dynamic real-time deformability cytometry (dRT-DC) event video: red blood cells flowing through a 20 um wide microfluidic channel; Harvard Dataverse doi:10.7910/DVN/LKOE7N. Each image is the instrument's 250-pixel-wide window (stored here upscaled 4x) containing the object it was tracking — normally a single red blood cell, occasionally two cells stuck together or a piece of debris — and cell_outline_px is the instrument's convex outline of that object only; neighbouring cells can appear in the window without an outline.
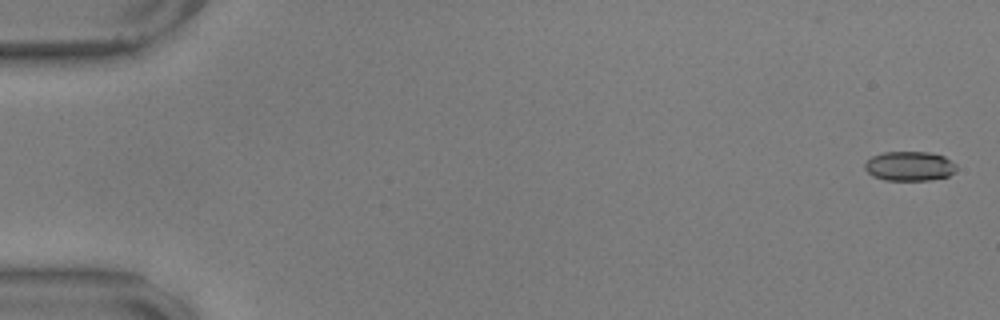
{"species": "common noctule bat (a hibernating species)", "species_latin": "Nyctalus noctula", "temperature_condition": "warm", "stored_images_in_passage": 57, "camera_frame_rate_fps": 3000, "um_per_image_px": 0.085, "animal": {"sex": "male", "body_mass_g": 17.9, "forearm_length_mm": 54.2}, "frame": {"image": 1, "passage_image": 1, "time_ms": 0.0, "image_size_px": [1000, 320], "cell_outline_px": [[956, 172], [948, 176], [928, 180], [884, 180], [872, 176], [864, 168], [864, 164], [872, 156], [884, 152], [928, 152], [944, 156], [956, 164]], "centroid_in_image_um": [77.31, 14.12], "position_along_channel_um": 7.7, "area_um2": 15.78}}
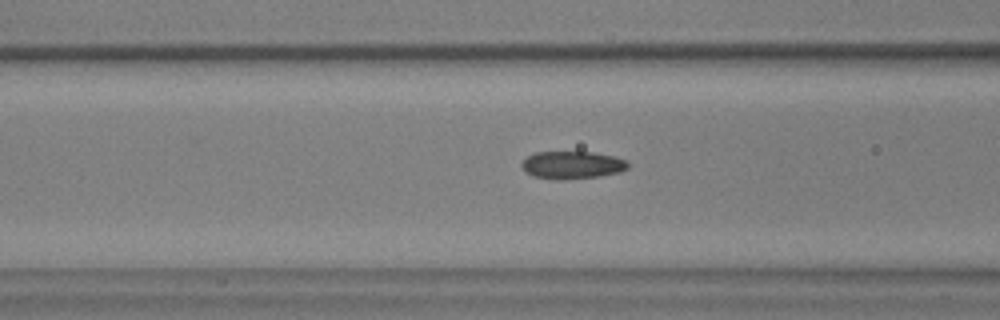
{"frame": {"image": 2, "passage_image": 23, "time_ms": 7.333, "image_size_px": [1000, 320], "cell_outline_px": [[628, 168], [620, 172], [600, 176], [564, 180], [556, 180], [532, 176], [524, 172], [520, 164], [528, 156], [536, 152], [592, 152], [616, 156], [628, 160]], "centroid_in_image_um": [48.64, 14.03], "position_along_channel_um": 118.0, "area_um2": 17.4}}
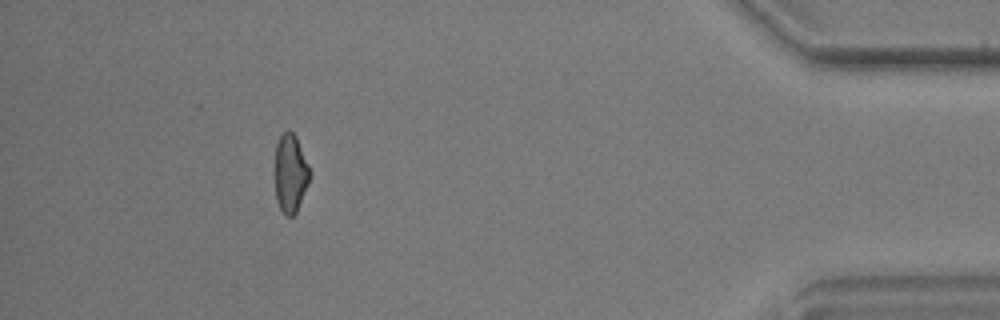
{"frame": {"image": 3, "passage_image": 52, "time_ms": 17.0, "image_size_px": [1000, 320], "cell_outline_px": [[308, 180], [296, 212], [292, 216], [284, 216], [276, 200], [272, 172], [276, 144], [280, 136], [288, 128], [296, 136], [308, 168]], "centroid_in_image_um": [24.58, 14.72], "position_along_channel_um": 410.6, "area_um2": 16.01}, "authors_computed_cell_mechanics": {"area_um2": 16.473, "velocity_mm_per_s": 3.5615, "shape_relaxation_time_tau1_ms": 7.0256, "shape_relaxation_time_tau2_ms": 1.8269, "deformation_change_tau1": 0.1773, "deformation_change_tau2": 0.0784}}